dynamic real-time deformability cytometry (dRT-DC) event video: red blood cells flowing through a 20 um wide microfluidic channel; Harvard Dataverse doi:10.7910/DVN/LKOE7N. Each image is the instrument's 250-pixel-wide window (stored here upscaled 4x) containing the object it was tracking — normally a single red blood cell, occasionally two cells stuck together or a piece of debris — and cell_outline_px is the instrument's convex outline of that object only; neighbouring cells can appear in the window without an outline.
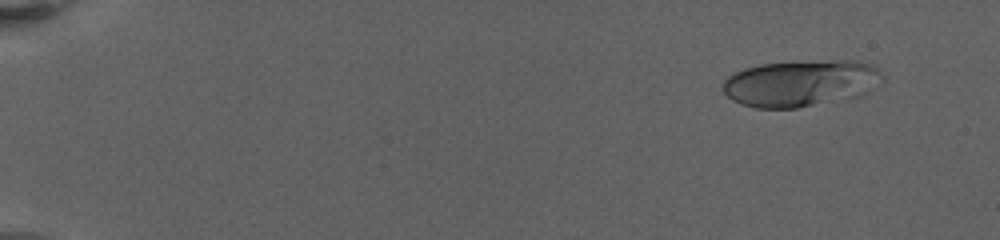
{"species": "human", "species_latin": "Homo sapiens", "temperature_condition": "warm", "stored_images_in_passage": 18, "camera_frame_rate_fps": 3000, "um_per_image_px": 0.085, "donor": {"sex": "female"}, "frame": {"image": 1, "passage_image": 3, "time_ms": 1.333, "image_size_px": [1000, 240], "cell_outline_px": [[884, 80], [876, 88], [860, 96], [796, 108], [756, 108], [740, 104], [732, 100], [724, 92], [724, 80], [732, 72], [744, 68], [760, 64], [836, 60], [856, 60], [872, 64], [884, 76]], "centroid_in_image_um": [68.09, 7.07], "position_along_channel_um": 16.9, "area_um2": 43.52}}
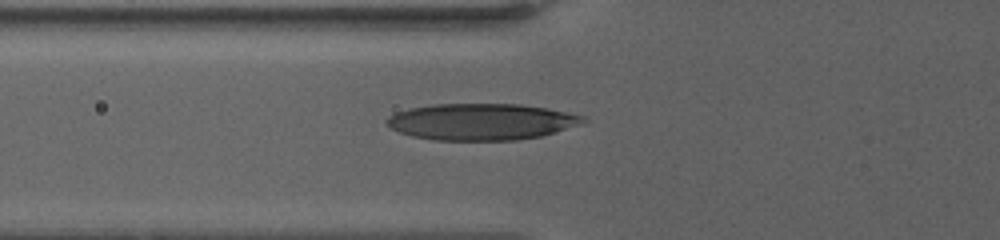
{"frame": {"image": 2, "passage_image": 12, "time_ms": 8.333, "image_size_px": [1000, 240], "cell_outline_px": [[584, 120], [580, 124], [540, 136], [516, 140], [436, 140], [412, 136], [400, 132], [392, 128], [384, 120], [388, 116], [396, 112], [408, 108], [432, 104], [520, 104], [548, 108], [584, 116]], "centroid_in_image_um": [40.86, 10.34], "position_along_channel_um": 84.9, "area_um2": 41.56}}
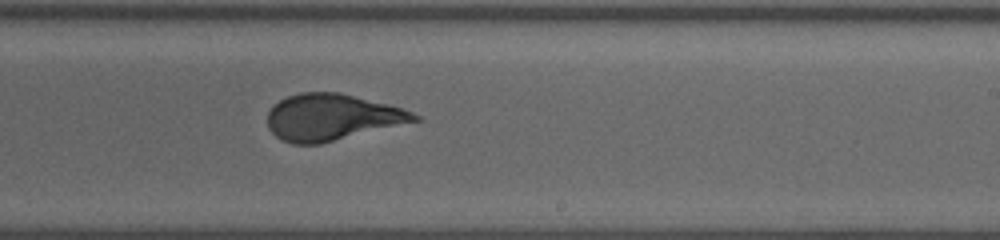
{"frame": {"image": 3, "passage_image": 18, "time_ms": 14.0, "image_size_px": [1000, 240], "cell_outline_px": [[420, 120], [320, 144], [292, 144], [280, 140], [268, 128], [268, 112], [272, 104], [288, 96], [300, 92], [340, 92], [388, 104], [412, 112], [420, 116]], "centroid_in_image_um": [28.17, 9.96], "position_along_channel_um": 260.8, "area_um2": 39.71}}